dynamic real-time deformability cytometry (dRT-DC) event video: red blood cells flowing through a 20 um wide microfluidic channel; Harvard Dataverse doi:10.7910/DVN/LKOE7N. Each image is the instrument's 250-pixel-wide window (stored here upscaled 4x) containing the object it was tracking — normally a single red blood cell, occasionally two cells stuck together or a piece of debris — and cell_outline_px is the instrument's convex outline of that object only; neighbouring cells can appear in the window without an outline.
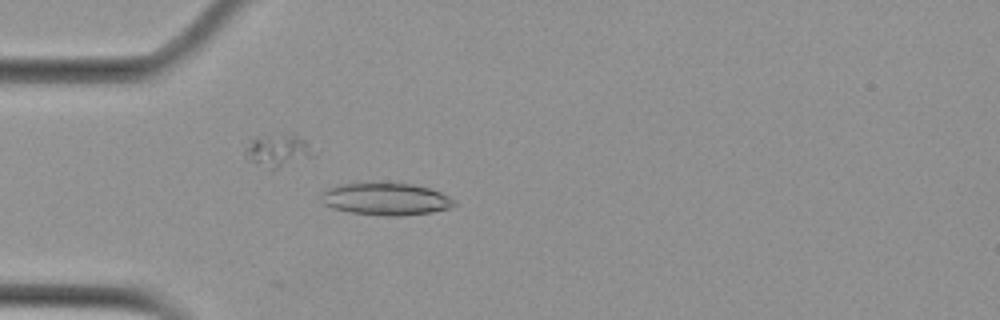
{"species": "Egyptian fruit bat (a non-hibernating species)", "species_latin": "Rousettus aegyptiacus", "temperature_condition": "cold", "stored_images_in_passage": 5, "camera_frame_rate_fps": 3000, "um_per_image_px": 0.085, "animal": {"sex": "female"}, "frame": {"image": 1, "passage_image": 5, "time_ms": 5.0, "image_size_px": [1000, 320], "cell_outline_px": [[456, 204], [448, 208], [432, 212], [400, 216], [388, 216], [352, 212], [332, 208], [324, 204], [320, 200], [320, 192], [328, 188], [340, 184], [412, 184], [428, 188], [440, 192], [456, 200]], "centroid_in_image_um": [32.78, 16.93], "position_along_channel_um": 52.2, "area_um2": 24.68}}